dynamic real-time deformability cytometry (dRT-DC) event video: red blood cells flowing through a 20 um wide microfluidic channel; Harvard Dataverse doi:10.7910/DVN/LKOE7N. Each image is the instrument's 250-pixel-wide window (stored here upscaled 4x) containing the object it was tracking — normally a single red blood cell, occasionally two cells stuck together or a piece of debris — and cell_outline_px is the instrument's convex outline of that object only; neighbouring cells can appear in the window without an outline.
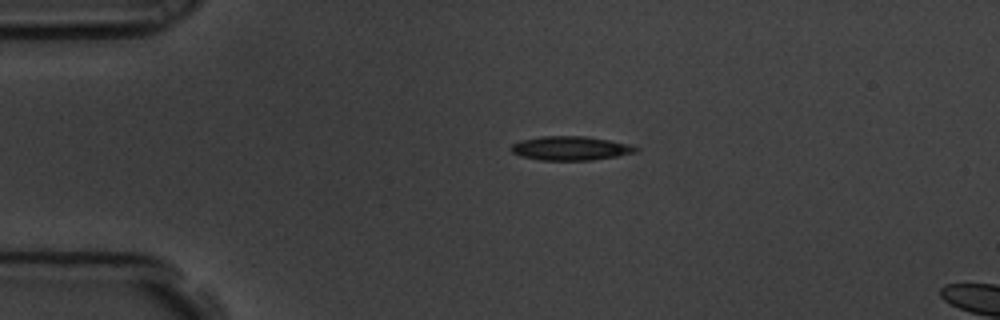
{"species": "common noctule bat (a hibernating species)", "species_latin": "Nyctalus noctula", "temperature_condition": "room temperature", "stored_images_in_passage": 4, "segment_of_instrument_passage": [1, 2], "camera_frame_rate_fps": 3000, "um_per_image_px": 0.085, "animal": {"sex": "male", "body_mass_g": 19.5, "forearm_length_mm": 54.6}, "frame": {"image": 1, "passage_image": 2, "time_ms": 0.333, "image_size_px": [1000, 320], "cell_outline_px": [[640, 148], [636, 152], [616, 156], [592, 160], [540, 160], [520, 156], [512, 152], [508, 148], [512, 144], [520, 140], [540, 136], [584, 136], [608, 140], [628, 144]], "centroid_in_image_um": [48.44, 12.6], "position_along_channel_um": 36.6, "area_um2": 17.46}}